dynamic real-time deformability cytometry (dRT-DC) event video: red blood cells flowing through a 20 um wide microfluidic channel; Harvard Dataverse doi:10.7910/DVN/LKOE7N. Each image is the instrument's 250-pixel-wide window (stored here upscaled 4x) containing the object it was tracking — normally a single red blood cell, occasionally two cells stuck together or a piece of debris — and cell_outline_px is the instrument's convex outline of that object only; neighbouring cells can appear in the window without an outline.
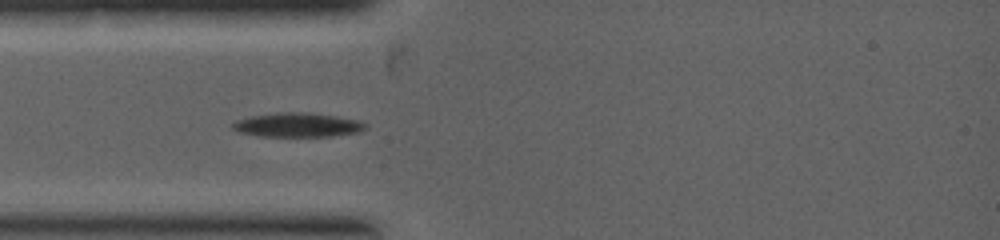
{"species": "common noctule bat (a hibernating species)", "species_latin": "Nyctalus noctula", "temperature_condition": "warm", "stored_images_in_passage": 1, "camera_frame_rate_fps": 5000, "um_per_image_px": 0.085, "animal": {"sex": "female", "body_mass_g": 19.0, "forearm_length_mm": 53.3}, "frame": {"image": 1, "passage_image": 1, "time_ms": 0.0, "image_size_px": [1000, 240], "cell_outline_px": [[368, 128], [356, 132], [332, 136], [260, 136], [240, 132], [232, 128], [232, 124], [236, 120], [248, 116], [276, 112], [312, 112], [360, 120], [368, 124]], "centroid_in_image_um": [25.31, 10.6], "position_along_channel_um": 59.7, "area_um2": 18.9}}